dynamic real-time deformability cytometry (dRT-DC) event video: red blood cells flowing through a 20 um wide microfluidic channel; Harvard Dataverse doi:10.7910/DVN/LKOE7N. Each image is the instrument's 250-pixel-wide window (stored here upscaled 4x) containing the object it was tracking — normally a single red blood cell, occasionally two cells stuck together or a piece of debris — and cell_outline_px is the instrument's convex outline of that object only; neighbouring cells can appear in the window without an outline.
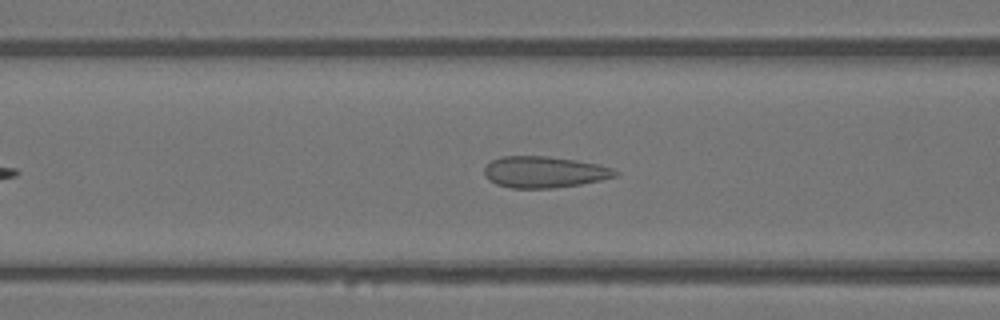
{"species": "Egyptian fruit bat (a non-hibernating species)", "species_latin": "Rousettus aegyptiacus", "temperature_condition": "warm", "stored_images_in_passage": 37, "camera_frame_rate_fps": 3000, "um_per_image_px": 0.085, "animal": {"sex": "female"}, "frame": {"image": 1, "passage_image": 11, "time_ms": 3.333, "image_size_px": [1000, 320], "cell_outline_px": [[620, 172], [616, 176], [600, 180], [580, 184], [552, 188], [512, 188], [496, 184], [488, 180], [484, 176], [484, 168], [492, 160], [500, 156], [548, 156], [576, 160], [600, 164], [612, 168]], "centroid_in_image_um": [46.25, 14.62], "position_along_channel_um": 120.3, "area_um2": 24.04}}
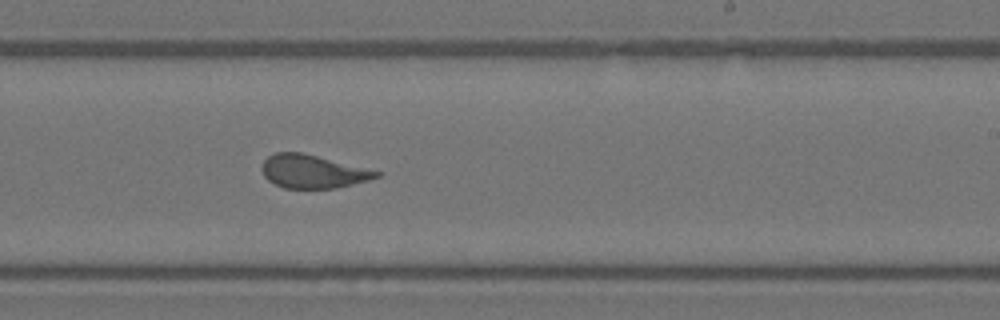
{"frame": {"image": 2, "passage_image": 21, "time_ms": 6.667, "image_size_px": [1000, 320], "cell_outline_px": [[384, 172], [380, 176], [368, 180], [336, 188], [284, 188], [268, 180], [264, 176], [260, 168], [264, 160], [268, 156], [276, 152], [304, 152]], "centroid_in_image_um": [26.6, 14.56], "position_along_channel_um": 262.4, "area_um2": 22.43}}
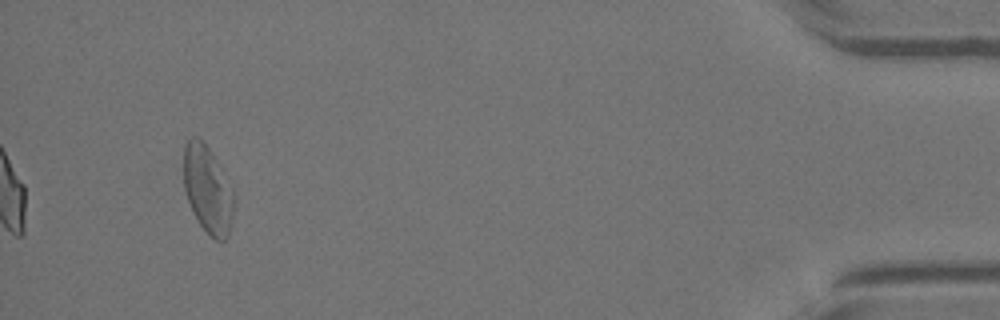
{"frame": {"image": 3, "passage_image": 37, "time_ms": 12.0, "image_size_px": [1000, 320], "cell_outline_px": [[236, 196], [228, 236], [224, 240], [216, 240], [200, 224], [192, 212], [184, 188], [184, 144], [192, 136], [200, 136], [216, 160], [232, 188]], "centroid_in_image_um": [17.65, 16.08], "position_along_channel_um": 417.5, "area_um2": 25.49}}